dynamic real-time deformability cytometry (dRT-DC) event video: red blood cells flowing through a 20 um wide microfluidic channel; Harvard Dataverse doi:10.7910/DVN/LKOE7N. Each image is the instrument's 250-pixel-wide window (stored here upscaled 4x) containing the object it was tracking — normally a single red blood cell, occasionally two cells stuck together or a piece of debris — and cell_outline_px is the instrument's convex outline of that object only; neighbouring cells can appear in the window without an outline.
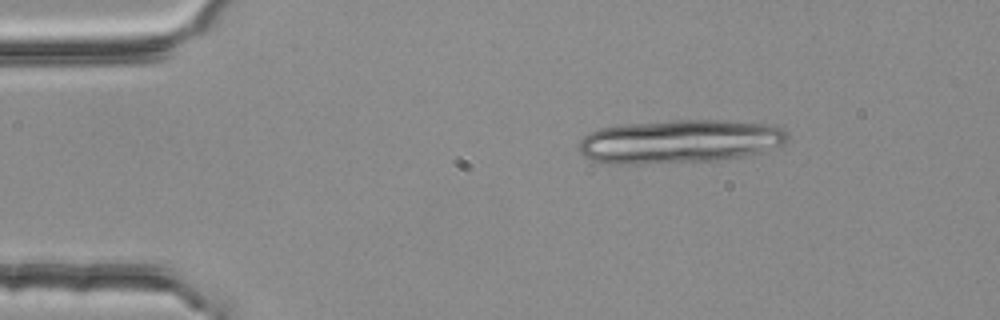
{"species": "common noctule bat (a hibernating species)", "species_latin": "Nyctalus noctula", "temperature_condition": "room temperature", "stored_images_in_passage": 4, "camera_frame_rate_fps": 3000, "um_per_image_px": 0.085, "animal": {"sex": "female", "body_mass_g": 25.1}, "frame": {"image": 1, "passage_image": 1, "time_ms": 0.0, "image_size_px": [1000, 320], "cell_outline_px": [[788, 140], [784, 144], [760, 152], [744, 156], [716, 160], [644, 164], [608, 164], [588, 160], [580, 152], [580, 140], [584, 136], [600, 128], [624, 124], [680, 120], [716, 120], [776, 124], [788, 132]], "centroid_in_image_um": [57.78, 12.02], "position_along_channel_um": 27.2, "area_um2": 53.23}}